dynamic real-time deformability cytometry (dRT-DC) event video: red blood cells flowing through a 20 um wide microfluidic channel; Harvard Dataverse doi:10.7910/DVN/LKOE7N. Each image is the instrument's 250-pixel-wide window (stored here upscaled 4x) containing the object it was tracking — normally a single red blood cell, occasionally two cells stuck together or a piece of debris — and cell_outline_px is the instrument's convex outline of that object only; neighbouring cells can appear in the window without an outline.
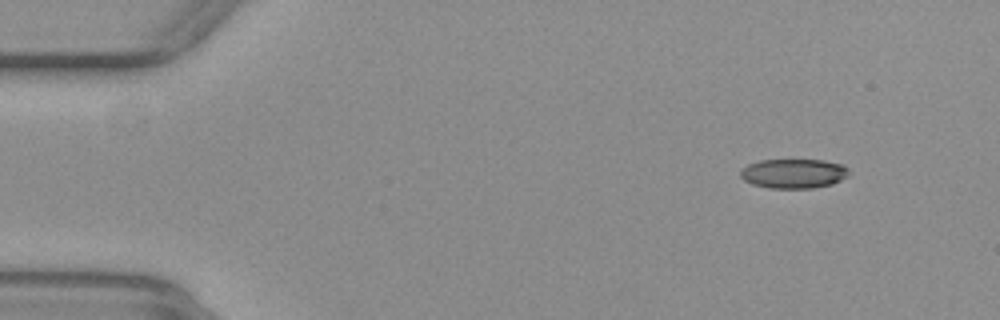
{"species": "common noctule bat (a hibernating species)", "species_latin": "Nyctalus noctula", "temperature_condition": "warm", "stored_images_in_passage": 54, "camera_frame_rate_fps": 3000, "um_per_image_px": 0.085, "animal": {"sex": "female", "body_mass_g": 29.2, "forearm_length_mm": 56.3}, "frame": {"image": 1, "passage_image": 6, "time_ms": 1.667, "image_size_px": [1000, 320], "cell_outline_px": [[848, 176], [832, 184], [812, 188], [768, 188], [752, 184], [744, 180], [740, 176], [740, 172], [748, 164], [760, 160], [824, 160], [844, 164], [848, 168]], "centroid_in_image_um": [67.47, 14.75], "position_along_channel_um": 17.5, "area_um2": 18.67}}
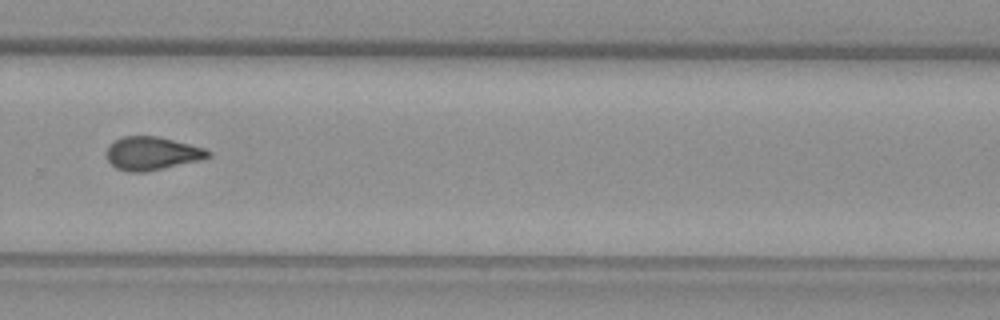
{"frame": {"image": 2, "passage_image": 37, "time_ms": 12.0, "image_size_px": [1000, 320], "cell_outline_px": [[212, 156], [204, 160], [144, 172], [128, 172], [116, 168], [108, 160], [108, 144], [124, 136], [156, 136], [204, 148], [212, 152]], "centroid_in_image_um": [12.96, 13.05], "position_along_channel_um": 316.8, "area_um2": 19.65}}
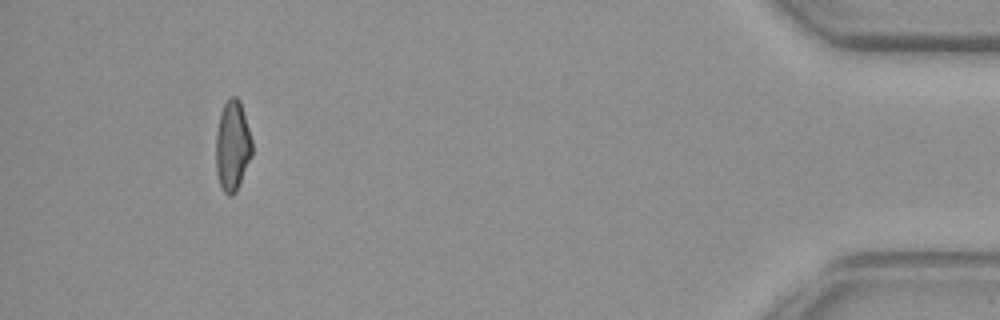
{"frame": {"image": 3, "passage_image": 50, "time_ms": 16.333, "image_size_px": [1000, 320], "cell_outline_px": [[252, 156], [236, 192], [232, 196], [228, 196], [224, 192], [220, 184], [216, 172], [216, 132], [220, 112], [224, 104], [232, 96], [236, 96], [240, 100], [252, 140]], "centroid_in_image_um": [19.76, 12.41], "position_along_channel_um": 415.4, "area_um2": 19.13}, "authors_computed_cell_mechanics": {"area_um2": 19.5364, "velocity_mm_per_s": 3.9138, "shape_relaxation_time_tau1_ms": null, "shape_relaxation_time_tau2_ms": 3.1539, "deformation_change_tau1": null, "deformation_change_tau2": 0.1033}}